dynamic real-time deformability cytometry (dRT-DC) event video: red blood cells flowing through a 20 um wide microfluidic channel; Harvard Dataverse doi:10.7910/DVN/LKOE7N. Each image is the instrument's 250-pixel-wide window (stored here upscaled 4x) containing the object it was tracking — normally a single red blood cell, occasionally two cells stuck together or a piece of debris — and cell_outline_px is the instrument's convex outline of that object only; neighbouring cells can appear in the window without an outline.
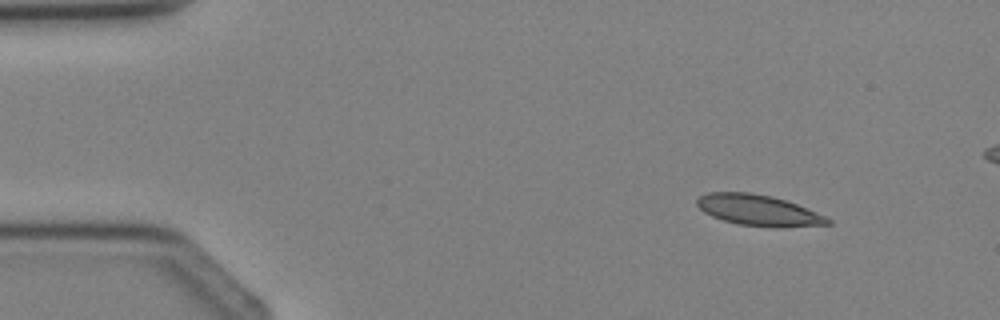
{"species": "Egyptian fruit bat (a non-hibernating species)", "species_latin": "Rousettus aegyptiacus", "temperature_condition": "cold", "stored_images_in_passage": 3, "camera_frame_rate_fps": 3000, "um_per_image_px": 0.085, "animal": {"sex": "female"}, "frame": {"image": 1, "passage_image": 1, "time_ms": 0.0, "image_size_px": [1000, 320], "cell_outline_px": [[832, 224], [784, 228], [776, 228], [736, 224], [712, 216], [704, 212], [696, 204], [696, 200], [700, 196], [708, 192], [752, 192], [772, 196], [788, 200], [824, 216], [832, 220]], "centroid_in_image_um": [64.49, 17.88], "position_along_channel_um": 20.5, "area_um2": 23.81}}